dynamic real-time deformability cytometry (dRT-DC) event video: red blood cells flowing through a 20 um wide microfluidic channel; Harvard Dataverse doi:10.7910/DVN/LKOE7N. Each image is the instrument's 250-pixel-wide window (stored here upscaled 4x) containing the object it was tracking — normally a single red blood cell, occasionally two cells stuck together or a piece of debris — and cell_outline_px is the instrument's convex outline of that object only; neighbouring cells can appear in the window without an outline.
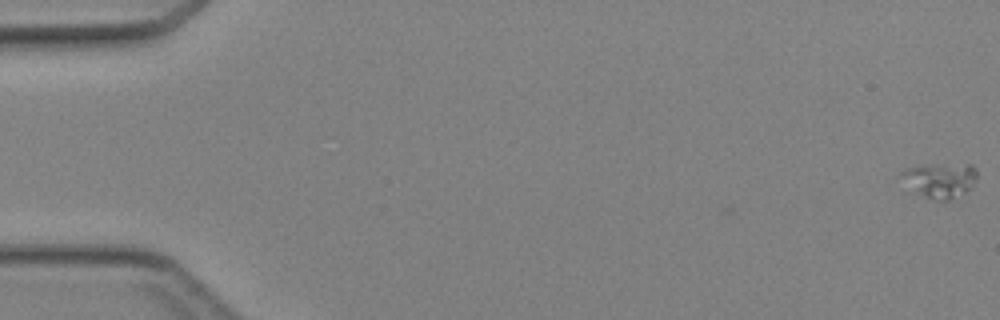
{"species": "Egyptian fruit bat (a non-hibernating species)", "species_latin": "Rousettus aegyptiacus", "temperature_condition": "cold", "stored_images_in_passage": 48, "camera_frame_rate_fps": 3000, "um_per_image_px": 0.085, "animal": {"sex": "female"}, "frame": {"image": 1, "passage_image": 1, "time_ms": 0.0, "image_size_px": [1000, 320], "cell_outline_px": [[976, 180], [964, 192], [948, 200], [936, 200], [908, 192], [900, 172], [904, 168], [920, 164], [972, 164], [976, 168]], "centroid_in_image_um": [79.81, 15.29], "position_along_channel_um": 5.2, "area_um2": 15.78}}
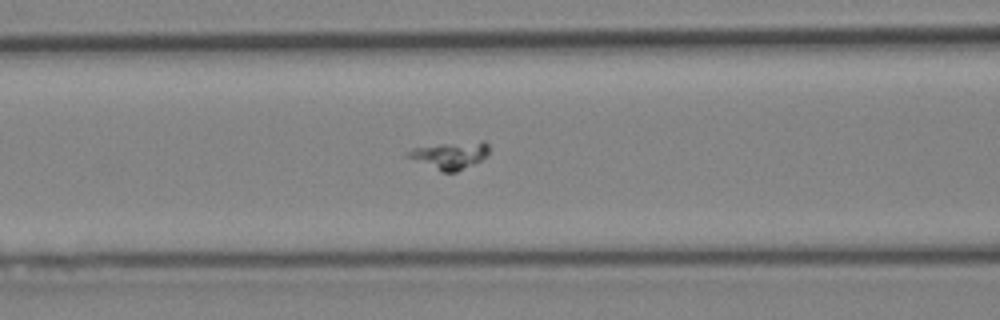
{"frame": {"image": 2, "passage_image": 21, "time_ms": 6.667, "image_size_px": [1000, 320], "cell_outline_px": [[488, 152], [480, 160], [456, 172], [440, 172], [404, 156], [412, 148], [440, 144], [480, 140], [484, 140], [488, 144]], "centroid_in_image_um": [38.22, 13.19], "position_along_channel_um": 128.4, "area_um2": 12.83}}
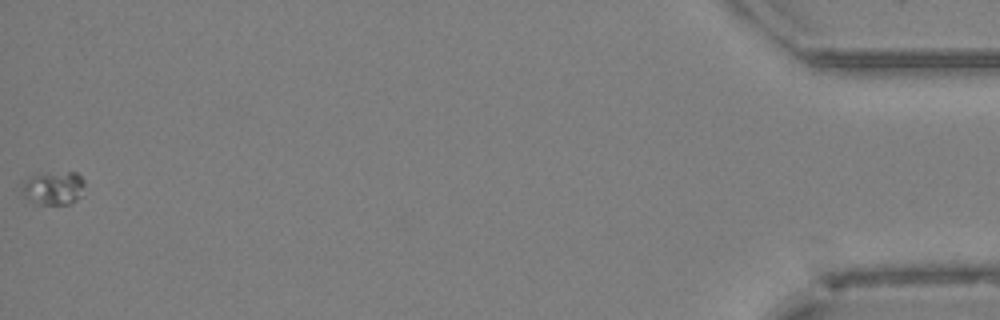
{"frame": {"image": 3, "passage_image": 48, "time_ms": 15.667, "image_size_px": [1000, 320], "cell_outline_px": [[84, 184], [80, 196], [76, 200], [68, 204], [32, 204], [24, 196], [20, 184], [28, 176], [36, 172], [76, 172], [84, 180]], "centroid_in_image_um": [4.47, 15.95], "position_along_channel_um": 430.7, "area_um2": 12.66}}